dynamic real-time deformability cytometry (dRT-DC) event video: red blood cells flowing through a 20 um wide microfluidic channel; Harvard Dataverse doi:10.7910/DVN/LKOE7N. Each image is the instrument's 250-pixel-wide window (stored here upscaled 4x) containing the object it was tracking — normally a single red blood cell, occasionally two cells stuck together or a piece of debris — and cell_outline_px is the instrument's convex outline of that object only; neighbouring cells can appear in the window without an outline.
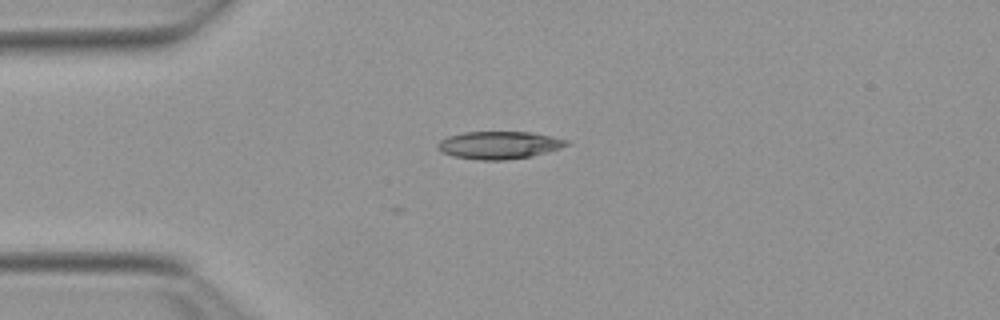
{"species": "Egyptian fruit bat (a non-hibernating species)", "species_latin": "Rousettus aegyptiacus", "temperature_condition": "warm", "stored_images_in_passage": 2, "camera_frame_rate_fps": 3000, "um_per_image_px": 0.085, "animal": {"sex": "female"}, "frame": {"image": 1, "passage_image": 2, "time_ms": 0.333, "image_size_px": [1000, 320], "cell_outline_px": [[572, 144], [560, 148], [532, 156], [504, 160], [476, 160], [452, 156], [440, 152], [436, 148], [436, 144], [440, 140], [448, 136], [464, 132], [532, 132], [552, 136], [568, 140]], "centroid_in_image_um": [42.4, 12.33], "position_along_channel_um": 42.6, "area_um2": 20.98}}